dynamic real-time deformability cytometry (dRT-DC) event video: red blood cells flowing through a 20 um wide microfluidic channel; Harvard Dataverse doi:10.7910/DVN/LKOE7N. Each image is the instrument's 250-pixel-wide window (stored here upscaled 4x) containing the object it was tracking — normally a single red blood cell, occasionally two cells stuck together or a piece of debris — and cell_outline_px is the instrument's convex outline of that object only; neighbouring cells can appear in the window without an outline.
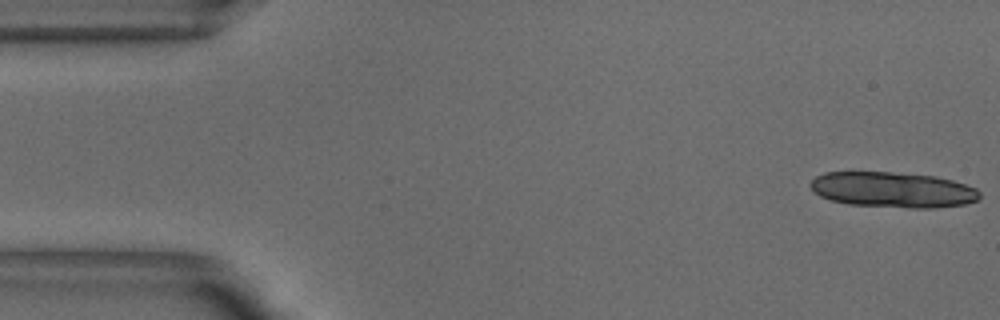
{"species": "common noctule bat (a hibernating species)", "species_latin": "Nyctalus noctula", "temperature_condition": "warm", "stored_images_in_passage": 13, "camera_frame_rate_fps": 3000, "um_per_image_px": 0.085, "animal": {"sex": "male", "body_mass_g": 18.8}, "frame": {"image": 1, "passage_image": 1, "time_ms": 0.0, "image_size_px": [1000, 320], "cell_outline_px": [[980, 200], [964, 204], [936, 208], [908, 208], [848, 204], [832, 200], [820, 196], [812, 192], [808, 184], [816, 176], [824, 172], [888, 172], [936, 176], [952, 180], [976, 188], [980, 192]], "centroid_in_image_um": [75.88, 16.13], "position_along_channel_um": 9.1, "area_um2": 35.26}}